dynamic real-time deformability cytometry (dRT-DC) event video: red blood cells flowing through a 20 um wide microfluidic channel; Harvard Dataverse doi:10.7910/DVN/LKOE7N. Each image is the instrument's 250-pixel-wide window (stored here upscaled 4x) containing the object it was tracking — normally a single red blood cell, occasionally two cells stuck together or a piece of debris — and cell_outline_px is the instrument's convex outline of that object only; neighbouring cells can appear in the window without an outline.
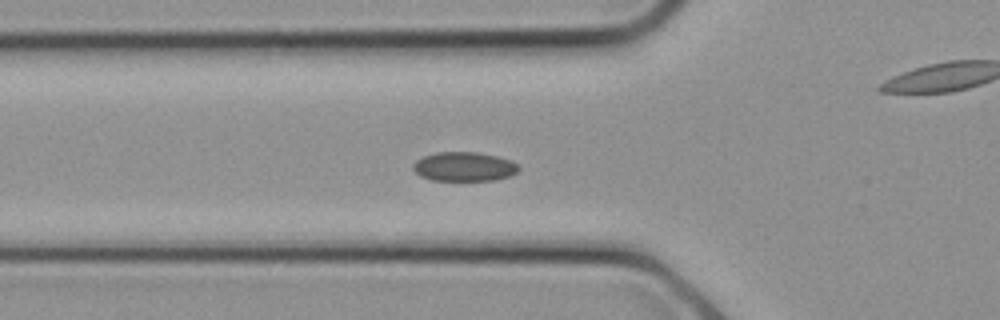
{"species": "common noctule bat (a hibernating species)", "species_latin": "Nyctalus noctula", "temperature_condition": "cold", "stored_images_in_passage": 12, "camera_frame_rate_fps": 3000, "um_per_image_px": 0.085, "animal": {"sex": "female", "body_mass_g": 21.9}, "frame": {"image": 1, "passage_image": 9, "time_ms": 2.667, "image_size_px": [1000, 320], "cell_outline_px": [[520, 168], [516, 172], [508, 176], [496, 180], [432, 180], [420, 176], [412, 168], [412, 164], [416, 160], [424, 156], [436, 152], [476, 152], [496, 156], [512, 160], [520, 164]], "centroid_in_image_um": [39.46, 14.16], "position_along_channel_um": 86.3, "area_um2": 18.03}}